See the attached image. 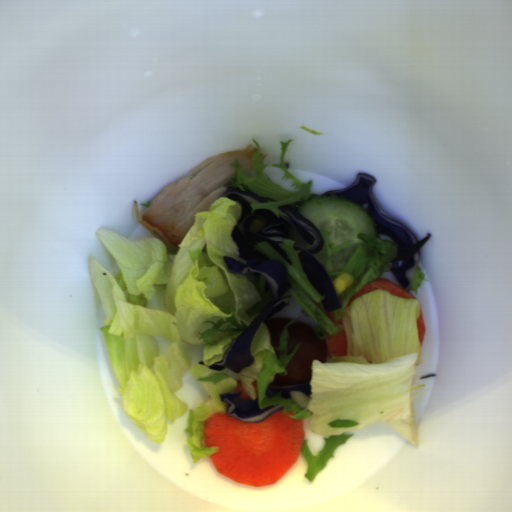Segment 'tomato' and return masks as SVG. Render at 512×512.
<instances>
[{
	"mask_svg": "<svg viewBox=\"0 0 512 512\" xmlns=\"http://www.w3.org/2000/svg\"><path fill=\"white\" fill-rule=\"evenodd\" d=\"M291 359L285 366L287 374L275 373L273 381L268 387L282 386L286 384L310 383L313 360L327 362V343L316 335V328L309 323L296 320L287 326V356H290L296 346Z\"/></svg>",
	"mask_w": 512,
	"mask_h": 512,
	"instance_id": "obj_1",
	"label": "tomato"
},
{
	"mask_svg": "<svg viewBox=\"0 0 512 512\" xmlns=\"http://www.w3.org/2000/svg\"><path fill=\"white\" fill-rule=\"evenodd\" d=\"M274 353H275L276 360H279L280 359V352H279V350L274 349Z\"/></svg>",
	"mask_w": 512,
	"mask_h": 512,
	"instance_id": "obj_3",
	"label": "tomato"
},
{
	"mask_svg": "<svg viewBox=\"0 0 512 512\" xmlns=\"http://www.w3.org/2000/svg\"><path fill=\"white\" fill-rule=\"evenodd\" d=\"M293 318L294 317L291 316H285L265 319L264 323L266 325L270 337V342L273 347H278L280 345L282 330L285 325L293 320Z\"/></svg>",
	"mask_w": 512,
	"mask_h": 512,
	"instance_id": "obj_2",
	"label": "tomato"
}]
</instances>
